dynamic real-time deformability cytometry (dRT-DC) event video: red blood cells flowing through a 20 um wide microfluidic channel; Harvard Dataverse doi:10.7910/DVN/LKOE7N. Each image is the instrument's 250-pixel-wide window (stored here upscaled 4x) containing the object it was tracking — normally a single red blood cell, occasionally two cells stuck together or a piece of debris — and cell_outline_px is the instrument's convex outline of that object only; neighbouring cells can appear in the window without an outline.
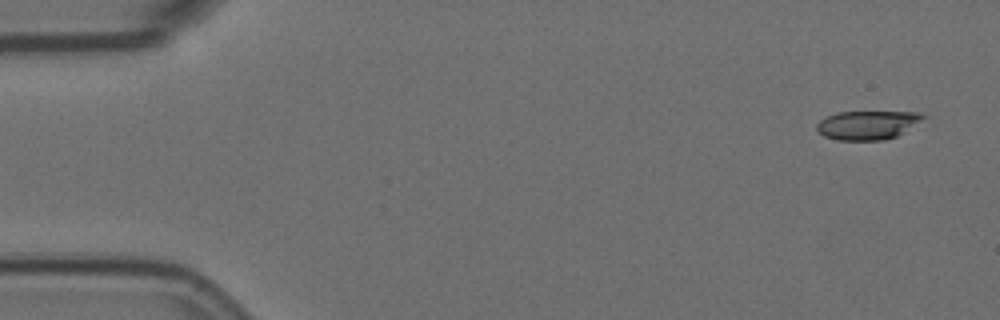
{"species": "Egyptian fruit bat (a non-hibernating species)", "species_latin": "Rousettus aegyptiacus", "temperature_condition": "room temperature", "stored_images_in_passage": 4, "camera_frame_rate_fps": 3000, "um_per_image_px": 0.085, "animal": {"sex": "female"}, "frame": {"image": 1, "passage_image": 1, "time_ms": 0.0, "image_size_px": [1000, 320], "cell_outline_px": [[928, 116], [896, 136], [884, 140], [836, 140], [824, 136], [816, 128], [816, 124], [820, 120], [836, 112], [916, 112]], "centroid_in_image_um": [73.71, 10.63], "position_along_channel_um": 11.3, "area_um2": 17.69}}
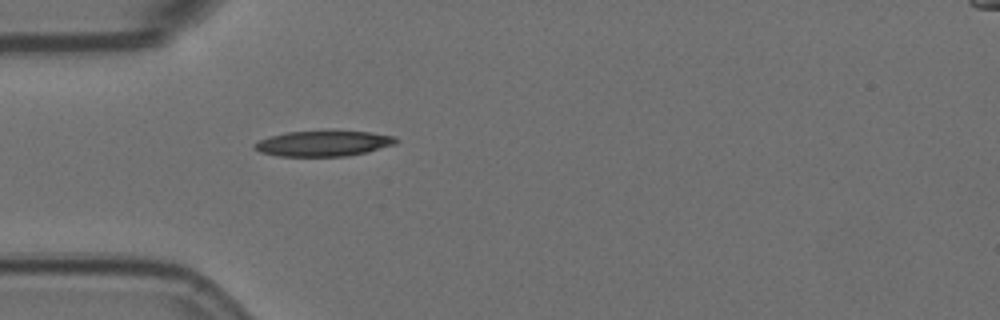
{"frame": {"image": 2, "passage_image": 4, "time_ms": 1.0, "image_size_px": [1000, 320], "cell_outline_px": [[400, 140], [396, 144], [368, 152], [348, 156], [280, 156], [260, 152], [252, 148], [252, 144], [260, 140], [284, 132], [328, 128], [332, 128], [368, 132], [396, 136]], "centroid_in_image_um": [27.53, 12.15], "position_along_channel_um": 57.5, "area_um2": 22.14}}